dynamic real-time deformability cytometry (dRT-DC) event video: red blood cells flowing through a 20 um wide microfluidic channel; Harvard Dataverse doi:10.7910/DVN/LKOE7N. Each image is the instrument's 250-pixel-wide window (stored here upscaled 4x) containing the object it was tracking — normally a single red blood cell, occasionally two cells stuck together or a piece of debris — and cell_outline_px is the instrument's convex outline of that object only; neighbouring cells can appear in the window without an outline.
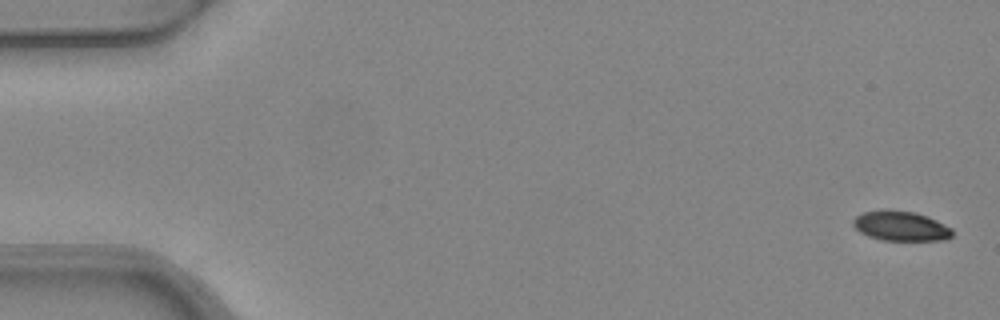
{"species": "common noctule bat (a hibernating species)", "species_latin": "Nyctalus noctula", "temperature_condition": "warm", "stored_images_in_passage": 4, "camera_frame_rate_fps": 3000, "um_per_image_px": 0.085, "animal": {"sex": "female", "body_mass_g": 24.6, "forearm_length_mm": 56.2}, "frame": {"image": 1, "passage_image": 1, "time_ms": 0.0, "image_size_px": [1000, 320], "cell_outline_px": [[952, 236], [944, 240], [880, 240], [868, 236], [860, 232], [852, 224], [852, 220], [856, 216], [864, 212], [884, 208], [916, 212], [928, 216], [952, 228]], "centroid_in_image_um": [76.54, 19.19], "position_along_channel_um": 8.5, "area_um2": 17.46}}
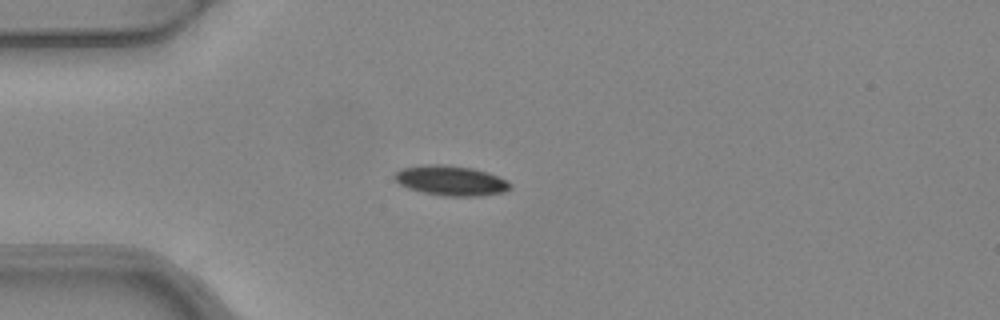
{"frame": {"image": 2, "passage_image": 4, "time_ms": 1.0, "image_size_px": [1000, 320], "cell_outline_px": [[512, 188], [504, 192], [480, 196], [444, 196], [424, 192], [408, 188], [400, 184], [392, 176], [400, 168], [424, 164], [444, 164], [472, 168], [488, 172], [508, 180], [512, 184]], "centroid_in_image_um": [38.35, 15.34], "position_along_channel_um": 46.7, "area_um2": 20.4}}